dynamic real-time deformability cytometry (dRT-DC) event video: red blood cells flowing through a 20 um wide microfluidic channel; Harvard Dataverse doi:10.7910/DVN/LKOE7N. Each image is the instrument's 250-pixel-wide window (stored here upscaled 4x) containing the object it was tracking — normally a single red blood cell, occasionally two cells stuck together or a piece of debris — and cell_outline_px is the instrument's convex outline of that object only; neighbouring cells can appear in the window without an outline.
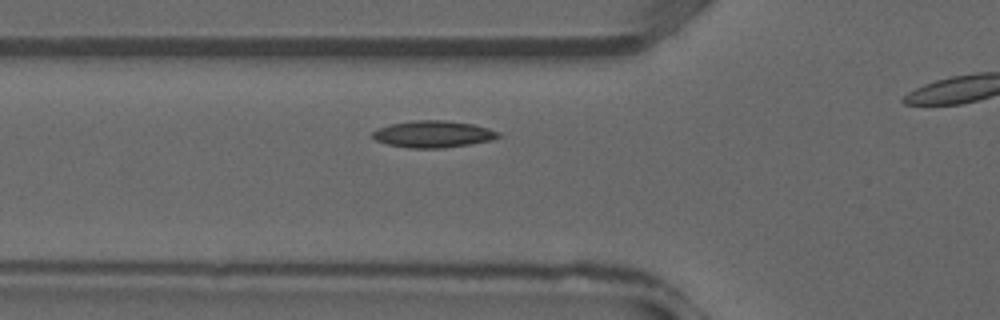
{"species": "common noctule bat (a hibernating species)", "species_latin": "Nyctalus noctula", "temperature_condition": "warm", "stored_images_in_passage": 8, "camera_frame_rate_fps": 3000, "um_per_image_px": 0.085, "animal": {"sex": "male", "forearm_length_mm": 52.5}, "frame": {"image": 1, "passage_image": 2, "time_ms": 0.333, "image_size_px": [1000, 320], "cell_outline_px": [[504, 136], [492, 140], [468, 144], [440, 148], [412, 148], [388, 144], [376, 140], [372, 136], [372, 132], [388, 124], [412, 120], [444, 120], [472, 124], [488, 128], [500, 132]], "centroid_in_image_um": [36.85, 11.39], "position_along_channel_um": 89.0, "area_um2": 19.59}}
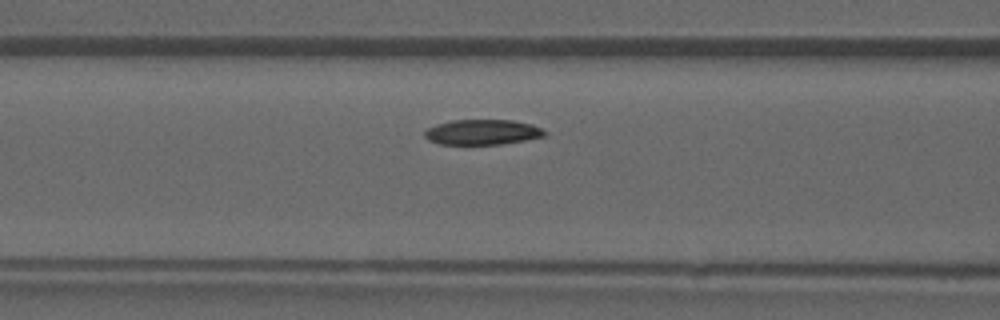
{"frame": {"image": 2, "passage_image": 4, "time_ms": 1.0, "image_size_px": [1000, 320], "cell_outline_px": [[548, 132], [544, 136], [524, 140], [500, 144], [440, 144], [428, 140], [424, 136], [424, 132], [428, 128], [436, 124], [452, 120], [512, 120], [532, 124]], "centroid_in_image_um": [40.99, 11.22], "position_along_channel_um": 125.6, "area_um2": 17.57}}